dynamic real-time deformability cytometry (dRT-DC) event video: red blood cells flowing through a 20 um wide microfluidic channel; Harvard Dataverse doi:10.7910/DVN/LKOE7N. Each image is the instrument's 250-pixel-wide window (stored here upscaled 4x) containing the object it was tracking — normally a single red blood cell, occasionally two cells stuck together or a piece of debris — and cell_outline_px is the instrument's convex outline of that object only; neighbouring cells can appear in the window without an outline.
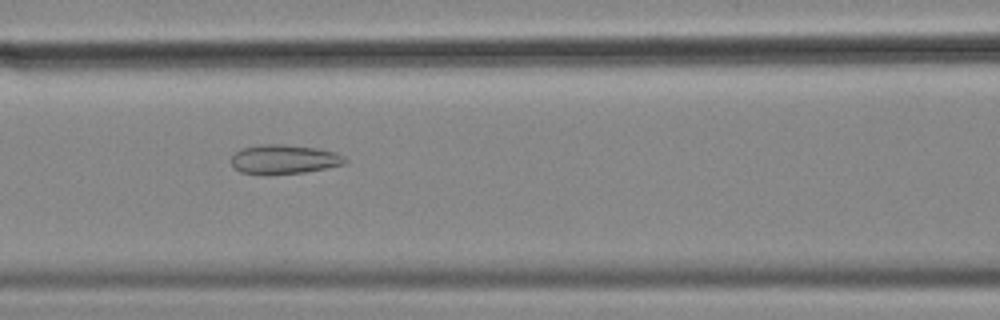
{"species": "common noctule bat (a hibernating species)", "species_latin": "Nyctalus noctula", "temperature_condition": "cold", "stored_images_in_passage": 9, "camera_frame_rate_fps": 3000, "um_per_image_px": 0.085, "animal": {"sex": "female", "body_mass_g": 18.4}, "frame": {"image": 1, "passage_image": 7, "time_ms": 2.0, "image_size_px": [1000, 320], "cell_outline_px": [[348, 160], [344, 164], [304, 172], [268, 176], [240, 172], [232, 164], [232, 156], [236, 152], [244, 148], [264, 144], [284, 144], [316, 148], [336, 152], [344, 156]], "centroid_in_image_um": [24.15, 13.56], "position_along_channel_um": 142.4, "area_um2": 19.48}}
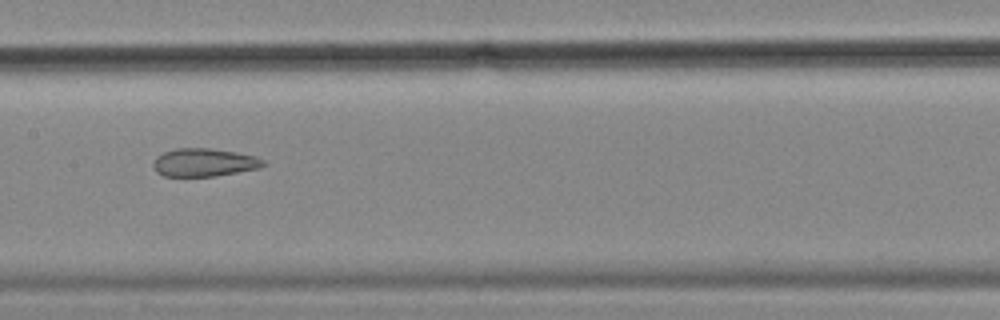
{"frame": {"image": 2, "passage_image": 8, "time_ms": 2.333, "image_size_px": [1000, 320], "cell_outline_px": [[264, 164], [260, 168], [216, 176], [164, 176], [156, 172], [152, 164], [152, 160], [156, 156], [164, 152], [176, 148], [208, 148], [236, 152], [256, 156], [264, 160]], "centroid_in_image_um": [17.32, 13.81], "position_along_channel_um": 190.1, "area_um2": 18.09}}
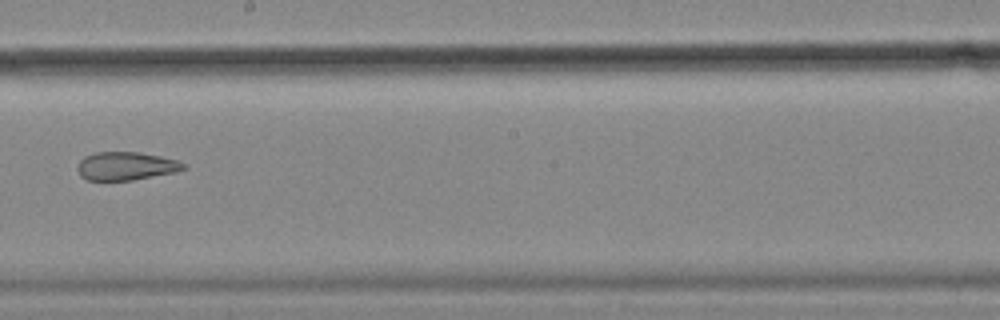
{"frame": {"image": 3, "passage_image": 9, "time_ms": 2.667, "image_size_px": [1000, 320], "cell_outline_px": [[188, 168], [176, 172], [132, 180], [88, 180], [80, 176], [76, 168], [80, 160], [84, 156], [96, 152], [140, 152], [160, 156], [176, 160], [188, 164]], "centroid_in_image_um": [10.72, 14.11], "position_along_channel_um": 237.5, "area_um2": 17.63}}